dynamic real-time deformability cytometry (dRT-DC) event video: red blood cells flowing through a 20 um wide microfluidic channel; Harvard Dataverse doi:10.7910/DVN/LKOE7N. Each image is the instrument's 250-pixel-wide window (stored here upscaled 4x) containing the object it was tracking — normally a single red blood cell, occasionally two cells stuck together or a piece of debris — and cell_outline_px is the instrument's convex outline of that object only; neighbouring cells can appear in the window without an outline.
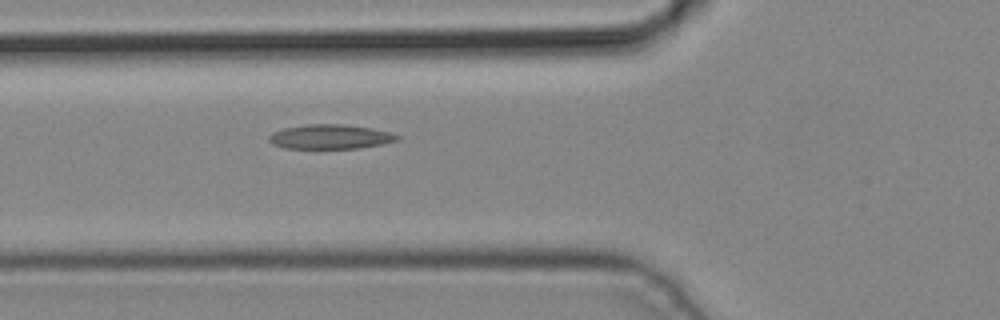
{"species": "common noctule bat (a hibernating species)", "species_latin": "Nyctalus noctula", "temperature_condition": "cold", "stored_images_in_passage": 3, "camera_frame_rate_fps": 3000, "um_per_image_px": 0.085, "animal": {"sex": "male", "body_mass_g": 19.2, "forearm_length_mm": 51.8}, "frame": {"image": 1, "passage_image": 3, "time_ms": 0.667, "image_size_px": [1000, 320], "cell_outline_px": [[400, 140], [360, 148], [284, 148], [272, 144], [268, 140], [268, 136], [272, 132], [284, 128], [308, 124], [344, 124], [372, 128], [388, 132], [400, 136]], "centroid_in_image_um": [28.05, 11.62], "position_along_channel_um": 97.8, "area_um2": 18.26}}